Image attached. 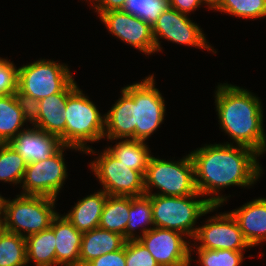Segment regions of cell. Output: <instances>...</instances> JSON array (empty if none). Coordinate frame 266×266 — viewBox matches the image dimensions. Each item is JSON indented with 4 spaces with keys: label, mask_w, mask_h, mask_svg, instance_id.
<instances>
[{
    "label": "cell",
    "mask_w": 266,
    "mask_h": 266,
    "mask_svg": "<svg viewBox=\"0 0 266 266\" xmlns=\"http://www.w3.org/2000/svg\"><path fill=\"white\" fill-rule=\"evenodd\" d=\"M189 154L194 164L197 191L205 196L212 206H221L231 197L219 194L223 188H249L256 184L264 173L258 162L260 155L257 152L246 146L233 145L231 142L205 144Z\"/></svg>",
    "instance_id": "obj_1"
},
{
    "label": "cell",
    "mask_w": 266,
    "mask_h": 266,
    "mask_svg": "<svg viewBox=\"0 0 266 266\" xmlns=\"http://www.w3.org/2000/svg\"><path fill=\"white\" fill-rule=\"evenodd\" d=\"M214 98L221 130L236 145L253 149L260 156L266 152L261 99L242 87L221 83Z\"/></svg>",
    "instance_id": "obj_2"
},
{
    "label": "cell",
    "mask_w": 266,
    "mask_h": 266,
    "mask_svg": "<svg viewBox=\"0 0 266 266\" xmlns=\"http://www.w3.org/2000/svg\"><path fill=\"white\" fill-rule=\"evenodd\" d=\"M148 196L151 199L155 227L178 231L191 238L189 240H192L197 232L196 221L221 207L212 206L199 192L187 196Z\"/></svg>",
    "instance_id": "obj_3"
},
{
    "label": "cell",
    "mask_w": 266,
    "mask_h": 266,
    "mask_svg": "<svg viewBox=\"0 0 266 266\" xmlns=\"http://www.w3.org/2000/svg\"><path fill=\"white\" fill-rule=\"evenodd\" d=\"M65 146L77 148L84 154H95L87 143L104 138L105 114L78 87L67 99L65 108Z\"/></svg>",
    "instance_id": "obj_4"
},
{
    "label": "cell",
    "mask_w": 266,
    "mask_h": 266,
    "mask_svg": "<svg viewBox=\"0 0 266 266\" xmlns=\"http://www.w3.org/2000/svg\"><path fill=\"white\" fill-rule=\"evenodd\" d=\"M56 199L48 196L16 195L3 201L2 220L4 230L27 237L51 227L58 215Z\"/></svg>",
    "instance_id": "obj_5"
},
{
    "label": "cell",
    "mask_w": 266,
    "mask_h": 266,
    "mask_svg": "<svg viewBox=\"0 0 266 266\" xmlns=\"http://www.w3.org/2000/svg\"><path fill=\"white\" fill-rule=\"evenodd\" d=\"M73 79L66 64L40 59L18 68L17 95L31 108L39 100L60 93Z\"/></svg>",
    "instance_id": "obj_6"
},
{
    "label": "cell",
    "mask_w": 266,
    "mask_h": 266,
    "mask_svg": "<svg viewBox=\"0 0 266 266\" xmlns=\"http://www.w3.org/2000/svg\"><path fill=\"white\" fill-rule=\"evenodd\" d=\"M146 195L187 196L196 194L194 164L190 154L178 161L151 156L144 175ZM159 189L152 193V188Z\"/></svg>",
    "instance_id": "obj_7"
},
{
    "label": "cell",
    "mask_w": 266,
    "mask_h": 266,
    "mask_svg": "<svg viewBox=\"0 0 266 266\" xmlns=\"http://www.w3.org/2000/svg\"><path fill=\"white\" fill-rule=\"evenodd\" d=\"M135 101V140L146 141L163 123L165 99L155 87L154 74L122 88Z\"/></svg>",
    "instance_id": "obj_8"
},
{
    "label": "cell",
    "mask_w": 266,
    "mask_h": 266,
    "mask_svg": "<svg viewBox=\"0 0 266 266\" xmlns=\"http://www.w3.org/2000/svg\"><path fill=\"white\" fill-rule=\"evenodd\" d=\"M89 165L102 190L110 196L137 197L145 194L144 175L119 161L106 148Z\"/></svg>",
    "instance_id": "obj_9"
},
{
    "label": "cell",
    "mask_w": 266,
    "mask_h": 266,
    "mask_svg": "<svg viewBox=\"0 0 266 266\" xmlns=\"http://www.w3.org/2000/svg\"><path fill=\"white\" fill-rule=\"evenodd\" d=\"M75 149L71 146H62L54 155L46 160L27 164L21 181L20 195L48 196L57 199V195L66 178L67 167L64 158V149Z\"/></svg>",
    "instance_id": "obj_10"
},
{
    "label": "cell",
    "mask_w": 266,
    "mask_h": 266,
    "mask_svg": "<svg viewBox=\"0 0 266 266\" xmlns=\"http://www.w3.org/2000/svg\"><path fill=\"white\" fill-rule=\"evenodd\" d=\"M152 33L156 52L162 51L161 41H159L162 38L172 43L202 48L214 54L217 53L208 44L206 35L197 23L188 18V15L170 7L157 18L152 26Z\"/></svg>",
    "instance_id": "obj_11"
},
{
    "label": "cell",
    "mask_w": 266,
    "mask_h": 266,
    "mask_svg": "<svg viewBox=\"0 0 266 266\" xmlns=\"http://www.w3.org/2000/svg\"><path fill=\"white\" fill-rule=\"evenodd\" d=\"M207 219L204 225L197 228L193 238L194 244H196L190 245V255L194 248L234 251H246L251 248L245 240L238 222L230 212L218 213Z\"/></svg>",
    "instance_id": "obj_12"
},
{
    "label": "cell",
    "mask_w": 266,
    "mask_h": 266,
    "mask_svg": "<svg viewBox=\"0 0 266 266\" xmlns=\"http://www.w3.org/2000/svg\"><path fill=\"white\" fill-rule=\"evenodd\" d=\"M178 231L154 227L138 240L159 266H190V242Z\"/></svg>",
    "instance_id": "obj_13"
},
{
    "label": "cell",
    "mask_w": 266,
    "mask_h": 266,
    "mask_svg": "<svg viewBox=\"0 0 266 266\" xmlns=\"http://www.w3.org/2000/svg\"><path fill=\"white\" fill-rule=\"evenodd\" d=\"M109 33L146 55L156 52L152 26L122 10L103 12L99 15Z\"/></svg>",
    "instance_id": "obj_14"
},
{
    "label": "cell",
    "mask_w": 266,
    "mask_h": 266,
    "mask_svg": "<svg viewBox=\"0 0 266 266\" xmlns=\"http://www.w3.org/2000/svg\"><path fill=\"white\" fill-rule=\"evenodd\" d=\"M78 87L73 79L60 93L47 96L30 108V124L46 133L58 136L64 146L67 99Z\"/></svg>",
    "instance_id": "obj_15"
},
{
    "label": "cell",
    "mask_w": 266,
    "mask_h": 266,
    "mask_svg": "<svg viewBox=\"0 0 266 266\" xmlns=\"http://www.w3.org/2000/svg\"><path fill=\"white\" fill-rule=\"evenodd\" d=\"M32 127H26L8 142L27 164L46 160L63 146L58 136Z\"/></svg>",
    "instance_id": "obj_16"
},
{
    "label": "cell",
    "mask_w": 266,
    "mask_h": 266,
    "mask_svg": "<svg viewBox=\"0 0 266 266\" xmlns=\"http://www.w3.org/2000/svg\"><path fill=\"white\" fill-rule=\"evenodd\" d=\"M56 240V266H80V248L83 233L69 220L59 214L53 219L50 227Z\"/></svg>",
    "instance_id": "obj_17"
},
{
    "label": "cell",
    "mask_w": 266,
    "mask_h": 266,
    "mask_svg": "<svg viewBox=\"0 0 266 266\" xmlns=\"http://www.w3.org/2000/svg\"><path fill=\"white\" fill-rule=\"evenodd\" d=\"M135 126V101L121 89V97L105 114L104 137L111 142L135 139Z\"/></svg>",
    "instance_id": "obj_18"
},
{
    "label": "cell",
    "mask_w": 266,
    "mask_h": 266,
    "mask_svg": "<svg viewBox=\"0 0 266 266\" xmlns=\"http://www.w3.org/2000/svg\"><path fill=\"white\" fill-rule=\"evenodd\" d=\"M230 213L251 247L266 242V198L253 199Z\"/></svg>",
    "instance_id": "obj_19"
},
{
    "label": "cell",
    "mask_w": 266,
    "mask_h": 266,
    "mask_svg": "<svg viewBox=\"0 0 266 266\" xmlns=\"http://www.w3.org/2000/svg\"><path fill=\"white\" fill-rule=\"evenodd\" d=\"M28 122H31L30 107L17 93L0 95V143H8L26 129L23 126Z\"/></svg>",
    "instance_id": "obj_20"
},
{
    "label": "cell",
    "mask_w": 266,
    "mask_h": 266,
    "mask_svg": "<svg viewBox=\"0 0 266 266\" xmlns=\"http://www.w3.org/2000/svg\"><path fill=\"white\" fill-rule=\"evenodd\" d=\"M125 242L126 239L121 234L99 227L84 232L80 248V266H85L88 262L103 254L121 249Z\"/></svg>",
    "instance_id": "obj_21"
},
{
    "label": "cell",
    "mask_w": 266,
    "mask_h": 266,
    "mask_svg": "<svg viewBox=\"0 0 266 266\" xmlns=\"http://www.w3.org/2000/svg\"><path fill=\"white\" fill-rule=\"evenodd\" d=\"M107 196L108 194L102 189L87 195L75 203L64 216L82 233L98 228Z\"/></svg>",
    "instance_id": "obj_22"
},
{
    "label": "cell",
    "mask_w": 266,
    "mask_h": 266,
    "mask_svg": "<svg viewBox=\"0 0 266 266\" xmlns=\"http://www.w3.org/2000/svg\"><path fill=\"white\" fill-rule=\"evenodd\" d=\"M114 147L108 146L106 149L115 156L119 161H122L127 167L141 172L145 175L151 158V151L145 141L135 139H120Z\"/></svg>",
    "instance_id": "obj_23"
},
{
    "label": "cell",
    "mask_w": 266,
    "mask_h": 266,
    "mask_svg": "<svg viewBox=\"0 0 266 266\" xmlns=\"http://www.w3.org/2000/svg\"><path fill=\"white\" fill-rule=\"evenodd\" d=\"M27 263L36 266H56L55 234L51 228L34 233L26 238Z\"/></svg>",
    "instance_id": "obj_24"
},
{
    "label": "cell",
    "mask_w": 266,
    "mask_h": 266,
    "mask_svg": "<svg viewBox=\"0 0 266 266\" xmlns=\"http://www.w3.org/2000/svg\"><path fill=\"white\" fill-rule=\"evenodd\" d=\"M130 208V197L107 196L99 228L121 234L125 238Z\"/></svg>",
    "instance_id": "obj_25"
},
{
    "label": "cell",
    "mask_w": 266,
    "mask_h": 266,
    "mask_svg": "<svg viewBox=\"0 0 266 266\" xmlns=\"http://www.w3.org/2000/svg\"><path fill=\"white\" fill-rule=\"evenodd\" d=\"M140 227L141 231L138 229ZM154 227L155 225L153 222L150 197L146 194L137 197H130L129 217L125 232V239H138ZM136 229L140 231L138 232L140 235H136V233H134L136 232Z\"/></svg>",
    "instance_id": "obj_26"
},
{
    "label": "cell",
    "mask_w": 266,
    "mask_h": 266,
    "mask_svg": "<svg viewBox=\"0 0 266 266\" xmlns=\"http://www.w3.org/2000/svg\"><path fill=\"white\" fill-rule=\"evenodd\" d=\"M26 239L3 229L0 233V266H27Z\"/></svg>",
    "instance_id": "obj_27"
},
{
    "label": "cell",
    "mask_w": 266,
    "mask_h": 266,
    "mask_svg": "<svg viewBox=\"0 0 266 266\" xmlns=\"http://www.w3.org/2000/svg\"><path fill=\"white\" fill-rule=\"evenodd\" d=\"M27 162L8 143H0V181L21 185Z\"/></svg>",
    "instance_id": "obj_28"
},
{
    "label": "cell",
    "mask_w": 266,
    "mask_h": 266,
    "mask_svg": "<svg viewBox=\"0 0 266 266\" xmlns=\"http://www.w3.org/2000/svg\"><path fill=\"white\" fill-rule=\"evenodd\" d=\"M244 19L266 17V0H222L214 10Z\"/></svg>",
    "instance_id": "obj_29"
},
{
    "label": "cell",
    "mask_w": 266,
    "mask_h": 266,
    "mask_svg": "<svg viewBox=\"0 0 266 266\" xmlns=\"http://www.w3.org/2000/svg\"><path fill=\"white\" fill-rule=\"evenodd\" d=\"M169 7V0H126L122 11L153 26L162 12Z\"/></svg>",
    "instance_id": "obj_30"
},
{
    "label": "cell",
    "mask_w": 266,
    "mask_h": 266,
    "mask_svg": "<svg viewBox=\"0 0 266 266\" xmlns=\"http://www.w3.org/2000/svg\"><path fill=\"white\" fill-rule=\"evenodd\" d=\"M201 266H240L244 260L243 251L210 250L196 248Z\"/></svg>",
    "instance_id": "obj_31"
},
{
    "label": "cell",
    "mask_w": 266,
    "mask_h": 266,
    "mask_svg": "<svg viewBox=\"0 0 266 266\" xmlns=\"http://www.w3.org/2000/svg\"><path fill=\"white\" fill-rule=\"evenodd\" d=\"M126 266H159L147 248L138 240L125 242Z\"/></svg>",
    "instance_id": "obj_32"
},
{
    "label": "cell",
    "mask_w": 266,
    "mask_h": 266,
    "mask_svg": "<svg viewBox=\"0 0 266 266\" xmlns=\"http://www.w3.org/2000/svg\"><path fill=\"white\" fill-rule=\"evenodd\" d=\"M18 68L8 59L0 57V95L17 93Z\"/></svg>",
    "instance_id": "obj_33"
},
{
    "label": "cell",
    "mask_w": 266,
    "mask_h": 266,
    "mask_svg": "<svg viewBox=\"0 0 266 266\" xmlns=\"http://www.w3.org/2000/svg\"><path fill=\"white\" fill-rule=\"evenodd\" d=\"M85 266H126L125 244L121 249L103 254L91 260Z\"/></svg>",
    "instance_id": "obj_34"
},
{
    "label": "cell",
    "mask_w": 266,
    "mask_h": 266,
    "mask_svg": "<svg viewBox=\"0 0 266 266\" xmlns=\"http://www.w3.org/2000/svg\"><path fill=\"white\" fill-rule=\"evenodd\" d=\"M88 1V0H85ZM126 0H89L98 16L103 12L122 10Z\"/></svg>",
    "instance_id": "obj_35"
},
{
    "label": "cell",
    "mask_w": 266,
    "mask_h": 266,
    "mask_svg": "<svg viewBox=\"0 0 266 266\" xmlns=\"http://www.w3.org/2000/svg\"><path fill=\"white\" fill-rule=\"evenodd\" d=\"M169 4L170 8L189 16L190 12L196 11L204 3L202 0H169Z\"/></svg>",
    "instance_id": "obj_36"
},
{
    "label": "cell",
    "mask_w": 266,
    "mask_h": 266,
    "mask_svg": "<svg viewBox=\"0 0 266 266\" xmlns=\"http://www.w3.org/2000/svg\"><path fill=\"white\" fill-rule=\"evenodd\" d=\"M205 5H207L208 9H216L222 0H202Z\"/></svg>",
    "instance_id": "obj_37"
},
{
    "label": "cell",
    "mask_w": 266,
    "mask_h": 266,
    "mask_svg": "<svg viewBox=\"0 0 266 266\" xmlns=\"http://www.w3.org/2000/svg\"><path fill=\"white\" fill-rule=\"evenodd\" d=\"M4 197L0 194V216H2Z\"/></svg>",
    "instance_id": "obj_38"
},
{
    "label": "cell",
    "mask_w": 266,
    "mask_h": 266,
    "mask_svg": "<svg viewBox=\"0 0 266 266\" xmlns=\"http://www.w3.org/2000/svg\"><path fill=\"white\" fill-rule=\"evenodd\" d=\"M3 220H2V216H0V233L3 231Z\"/></svg>",
    "instance_id": "obj_39"
}]
</instances>
